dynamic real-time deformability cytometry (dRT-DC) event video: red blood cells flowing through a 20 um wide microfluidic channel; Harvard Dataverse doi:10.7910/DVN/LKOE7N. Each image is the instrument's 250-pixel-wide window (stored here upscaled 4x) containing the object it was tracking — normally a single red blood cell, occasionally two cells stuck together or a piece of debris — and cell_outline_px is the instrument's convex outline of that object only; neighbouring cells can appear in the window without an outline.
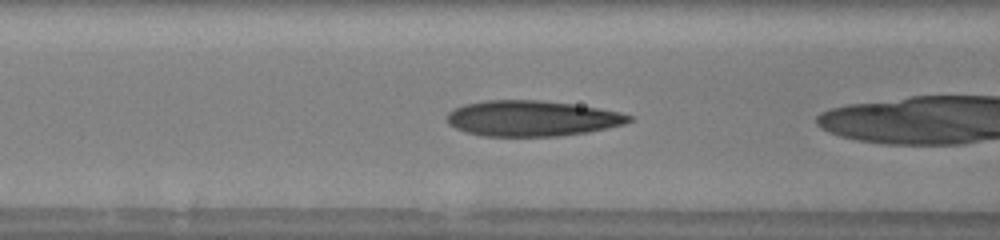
{"species": "human", "species_latin": "Homo sapiens", "temperature_condition": "warm", "stored_images_in_passage": 15, "camera_frame_rate_fps": 3000, "um_per_image_px": 0.085, "donor": {"sex": "male"}, "frame": {"image": 1, "passage_image": 4, "time_ms": 1.0, "image_size_px": [1000, 240], "cell_outline_px": [[632, 120], [624, 124], [608, 128], [588, 132], [560, 136], [484, 136], [464, 132], [448, 124], [448, 112], [452, 108], [464, 104], [484, 100], [540, 100], [572, 104], [600, 108], [620, 112], [632, 116]], "centroid_in_image_um": [45.2, 10.06], "position_along_channel_um": 121.4, "area_um2": 37.97}}